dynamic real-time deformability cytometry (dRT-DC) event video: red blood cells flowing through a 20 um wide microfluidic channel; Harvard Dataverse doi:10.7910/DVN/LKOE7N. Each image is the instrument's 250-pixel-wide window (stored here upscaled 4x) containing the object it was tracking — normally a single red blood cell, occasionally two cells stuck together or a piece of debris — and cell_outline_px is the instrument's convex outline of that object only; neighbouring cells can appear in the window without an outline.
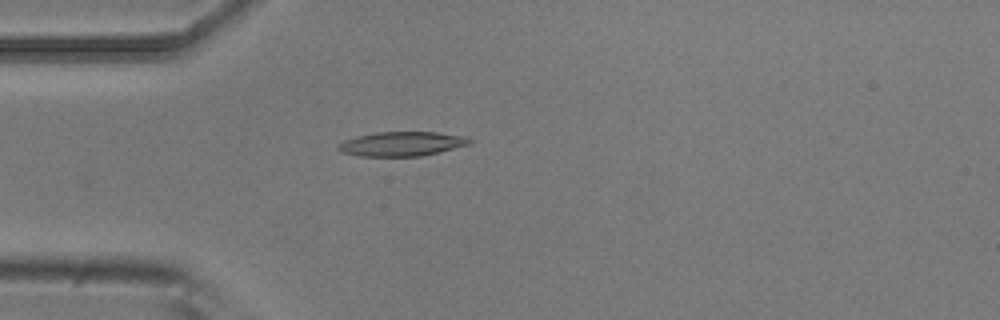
{"species": "common noctule bat (a hibernating species)", "species_latin": "Nyctalus noctula", "temperature_condition": "room temperature", "stored_images_in_passage": 4, "camera_frame_rate_fps": 3000, "um_per_image_px": 0.085, "animal": {"sex": "male", "body_mass_g": 20.5, "forearm_length_mm": 52.5}, "frame": {"image": 1, "passage_image": 4, "time_ms": 1.0, "image_size_px": [1000, 320], "cell_outline_px": [[472, 144], [420, 156], [360, 156], [340, 152], [336, 148], [336, 144], [344, 140], [356, 136], [376, 132], [436, 132], [464, 136], [472, 140]], "centroid_in_image_um": [34.11, 12.22], "position_along_channel_um": 50.9, "area_um2": 18.73}}